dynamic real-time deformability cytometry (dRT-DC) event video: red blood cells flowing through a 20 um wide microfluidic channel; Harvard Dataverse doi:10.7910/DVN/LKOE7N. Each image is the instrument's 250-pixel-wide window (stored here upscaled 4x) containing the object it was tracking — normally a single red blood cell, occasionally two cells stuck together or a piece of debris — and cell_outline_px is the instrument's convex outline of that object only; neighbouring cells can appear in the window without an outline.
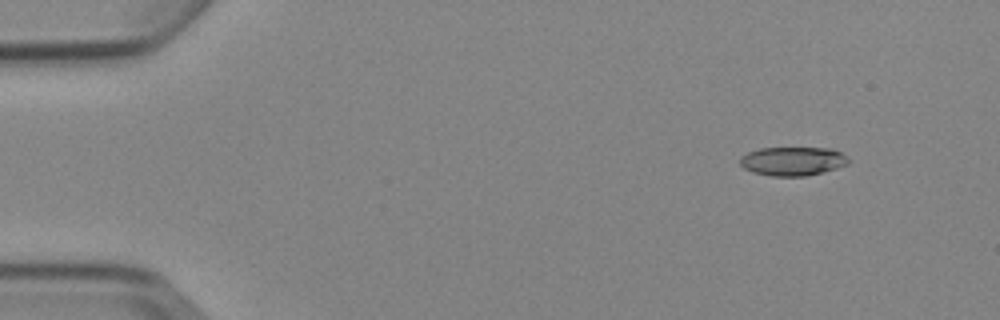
{"species": "Egyptian fruit bat (a non-hibernating species)", "species_latin": "Rousettus aegyptiacus", "temperature_condition": "cold", "stored_images_in_passage": 5, "camera_frame_rate_fps": 3000, "um_per_image_px": 0.085, "animal": {"sex": "female"}, "frame": {"image": 1, "passage_image": 2, "time_ms": 1.333, "image_size_px": [1000, 320], "cell_outline_px": [[848, 164], [824, 172], [804, 176], [772, 176], [752, 172], [744, 168], [740, 164], [740, 156], [748, 152], [760, 148], [832, 148], [848, 156]], "centroid_in_image_um": [67.38, 13.7], "position_along_channel_um": 17.6, "area_um2": 18.26}}
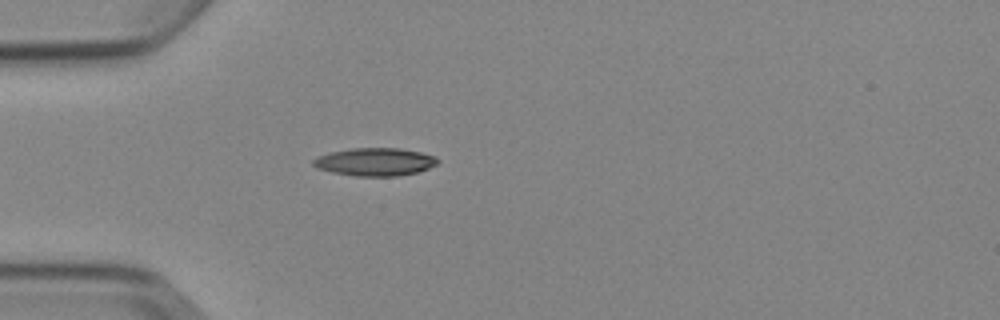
{"frame": {"image": 2, "passage_image": 5, "time_ms": 4.667, "image_size_px": [1000, 320], "cell_outline_px": [[440, 160], [436, 164], [428, 168], [416, 172], [400, 176], [356, 176], [332, 172], [316, 168], [312, 164], [312, 160], [320, 156], [332, 152], [352, 148], [400, 148], [420, 152], [436, 156]], "centroid_in_image_um": [31.89, 13.76], "position_along_channel_um": 53.1, "area_um2": 20.17}}